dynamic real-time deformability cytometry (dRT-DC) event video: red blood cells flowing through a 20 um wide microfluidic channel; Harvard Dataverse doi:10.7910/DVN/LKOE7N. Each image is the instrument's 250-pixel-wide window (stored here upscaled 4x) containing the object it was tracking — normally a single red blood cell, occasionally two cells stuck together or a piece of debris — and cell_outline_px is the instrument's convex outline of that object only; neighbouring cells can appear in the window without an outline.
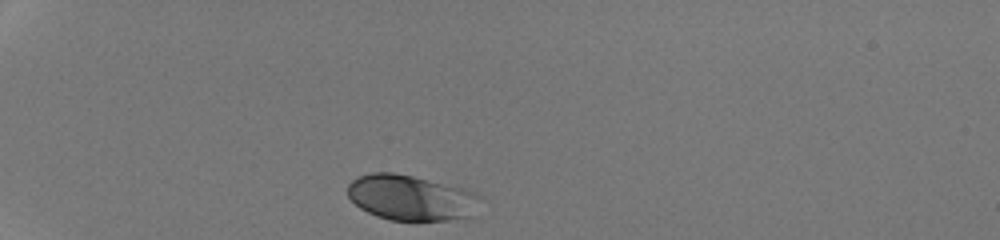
{"species": "human", "species_latin": "Homo sapiens", "temperature_condition": "room temperature", "stored_images_in_passage": 30, "camera_frame_rate_fps": 3000, "um_per_image_px": 0.085, "donor": {"sex": "male"}, "frame": {"image": 1, "passage_image": 1, "time_ms": 0.0, "image_size_px": [1000, 240], "cell_outline_px": [[480, 196], [476, 216], [448, 220], [388, 220], [376, 216], [360, 208], [348, 196], [348, 184], [352, 180], [360, 176], [372, 172], [392, 172], [412, 176], [476, 192]], "centroid_in_image_um": [34.95, 16.82], "position_along_channel_um": 50.1, "area_um2": 35.03}}
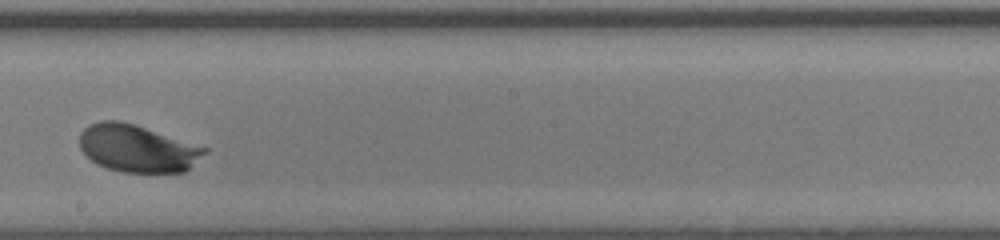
{"frame": {"image": 2, "passage_image": 18, "time_ms": 5.667, "image_size_px": [1000, 240], "cell_outline_px": [[208, 152], [184, 172], [124, 172], [108, 168], [96, 164], [80, 148], [80, 132], [88, 124], [100, 120], [116, 120], [132, 124], [208, 148]], "centroid_in_image_um": [11.66, 12.61], "position_along_channel_um": 236.5, "area_um2": 34.1}}
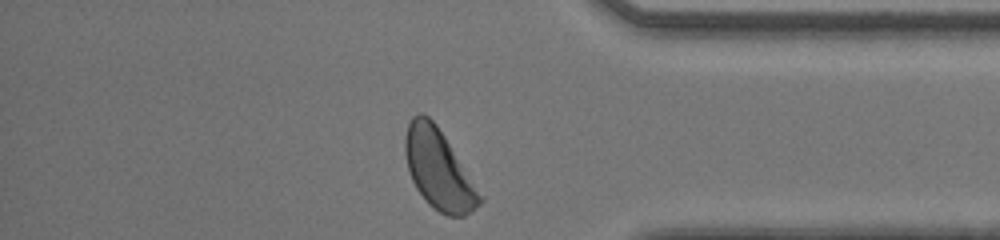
{"frame": {"image": 3, "passage_image": 30, "time_ms": 9.667, "image_size_px": [1000, 240], "cell_outline_px": [[484, 200], [480, 204], [464, 216], [448, 216], [440, 212], [428, 204], [416, 188], [412, 180], [408, 168], [404, 152], [404, 136], [408, 124], [412, 116], [420, 112], [428, 116], [436, 124], [484, 196]], "centroid_in_image_um": [37.28, 14.4], "position_along_channel_um": 397.9, "area_um2": 34.62}, "authors_computed_cell_mechanics": {"area_um2": 33.9286, "velocity_mm_per_s": 4.2275, "shape_relaxation_time_tau1_ms": 1.4188, "shape_relaxation_time_tau2_ms": null, "deformation_change_tau1": 0.108, "deformation_change_tau2": null}}